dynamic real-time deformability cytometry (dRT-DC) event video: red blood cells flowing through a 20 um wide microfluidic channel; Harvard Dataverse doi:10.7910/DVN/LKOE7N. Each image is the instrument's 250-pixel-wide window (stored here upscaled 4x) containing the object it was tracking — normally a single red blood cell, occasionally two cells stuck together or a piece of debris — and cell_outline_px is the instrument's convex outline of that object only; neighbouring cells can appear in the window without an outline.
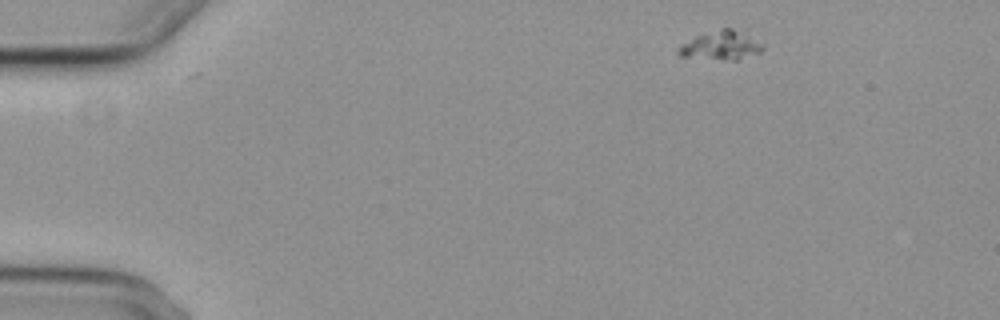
{"species": "common noctule bat (a hibernating species)", "species_latin": "Nyctalus noctula", "temperature_condition": "cold", "stored_images_in_passage": 7, "camera_frame_rate_fps": 3000, "um_per_image_px": 0.085, "animal": {"sex": "female", "body_mass_g": 29.2, "forearm_length_mm": 56.3}, "frame": {"image": 1, "passage_image": 1, "time_ms": 0.0, "image_size_px": [1000, 320], "cell_outline_px": [[764, 48], [760, 52], [736, 60], [732, 60], [680, 56], [676, 52], [676, 48], [680, 44], [696, 36], [720, 28], [732, 28], [764, 40]], "centroid_in_image_um": [61.33, 3.84], "position_along_channel_um": 23.7, "area_um2": 14.45}}
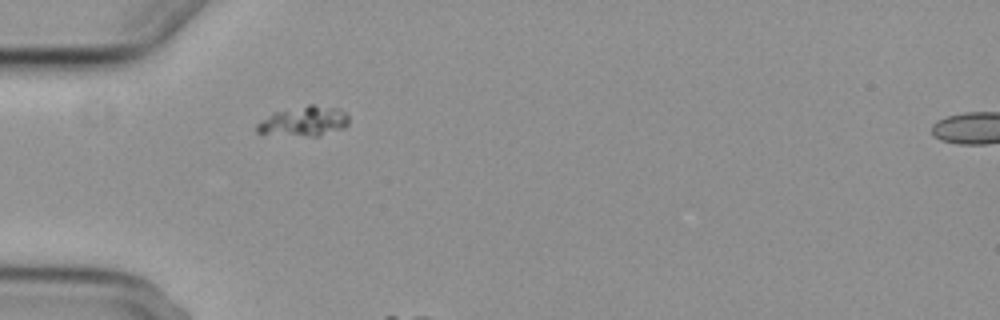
{"frame": {"image": 2, "passage_image": 4, "time_ms": 3.333, "image_size_px": [1000, 320], "cell_outline_px": [[348, 124], [344, 128], [320, 136], [308, 136], [256, 132], [256, 124], [260, 120], [276, 112], [308, 104], [312, 104], [340, 108], [348, 116]], "centroid_in_image_um": [25.88, 10.29], "position_along_channel_um": 59.1, "area_um2": 15.84}}
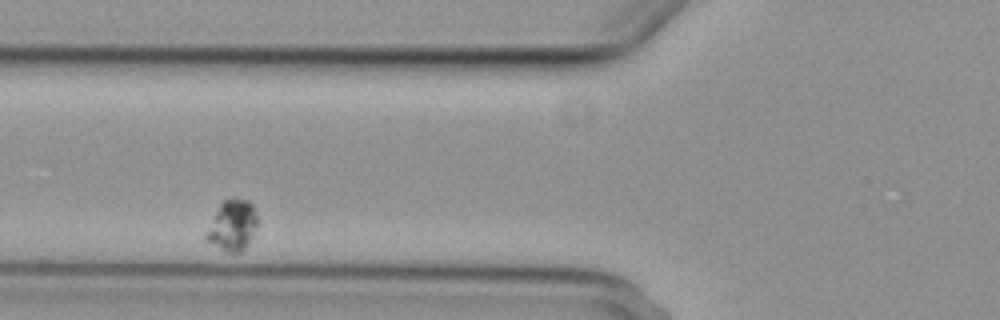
{"frame": {"image": 3, "passage_image": 6, "time_ms": 6.0, "image_size_px": [1000, 320], "cell_outline_px": [[260, 220], [248, 244], [240, 252], [228, 252], [204, 240], [204, 236], [220, 204], [224, 200], [236, 196], [248, 200], [252, 204]], "centroid_in_image_um": [19.79, 19.12], "position_along_channel_um": 106.0, "area_um2": 15.26}}